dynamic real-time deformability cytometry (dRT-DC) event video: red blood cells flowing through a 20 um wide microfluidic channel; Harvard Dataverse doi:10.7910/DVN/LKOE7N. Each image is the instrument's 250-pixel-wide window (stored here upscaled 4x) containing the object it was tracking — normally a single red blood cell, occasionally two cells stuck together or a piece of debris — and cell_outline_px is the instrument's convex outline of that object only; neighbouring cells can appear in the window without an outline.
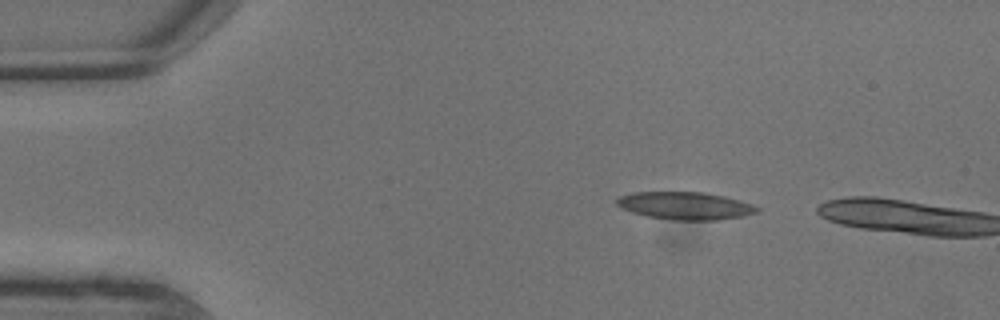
{"species": "common noctule bat (a hibernating species)", "species_latin": "Nyctalus noctula", "temperature_condition": "warm", "stored_images_in_passage": 3, "camera_frame_rate_fps": 3000, "um_per_image_px": 0.085, "animal": {"sex": "male", "body_mass_g": 13.3}, "frame": {"image": 1, "passage_image": 2, "time_ms": 0.333, "image_size_px": [1000, 320], "cell_outline_px": [[760, 208], [756, 212], [744, 216], [716, 220], [672, 220], [648, 216], [632, 212], [620, 208], [616, 204], [616, 200], [620, 196], [632, 192], [704, 192], [724, 196], [740, 200], [752, 204]], "centroid_in_image_um": [58.23, 17.48], "position_along_channel_um": 26.8, "area_um2": 22.6}}